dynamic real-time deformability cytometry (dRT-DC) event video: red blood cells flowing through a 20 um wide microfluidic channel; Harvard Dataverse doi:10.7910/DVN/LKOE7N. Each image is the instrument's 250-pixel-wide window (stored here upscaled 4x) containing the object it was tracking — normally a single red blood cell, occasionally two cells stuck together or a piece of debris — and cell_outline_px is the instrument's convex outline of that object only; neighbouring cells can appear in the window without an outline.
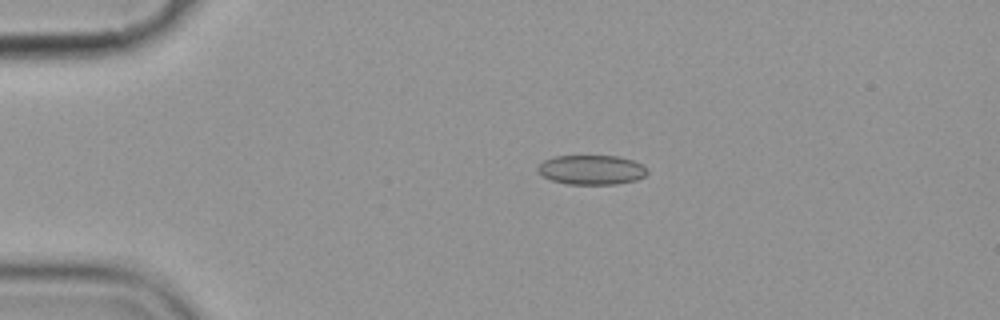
{"species": "common noctule bat (a hibernating species)", "species_latin": "Nyctalus noctula", "temperature_condition": "cold", "stored_images_in_passage": 7, "camera_frame_rate_fps": 3000, "um_per_image_px": 0.085, "animal": {"sex": "female", "body_mass_g": 19.9}, "frame": {"image": 1, "passage_image": 1, "time_ms": 0.0, "image_size_px": [1000, 320], "cell_outline_px": [[648, 172], [644, 176], [636, 180], [616, 184], [564, 184], [552, 180], [536, 172], [536, 168], [544, 160], [556, 156], [616, 156], [632, 160], [644, 164], [648, 168]], "centroid_in_image_um": [50.29, 14.44], "position_along_channel_um": 34.7, "area_um2": 18.96}}
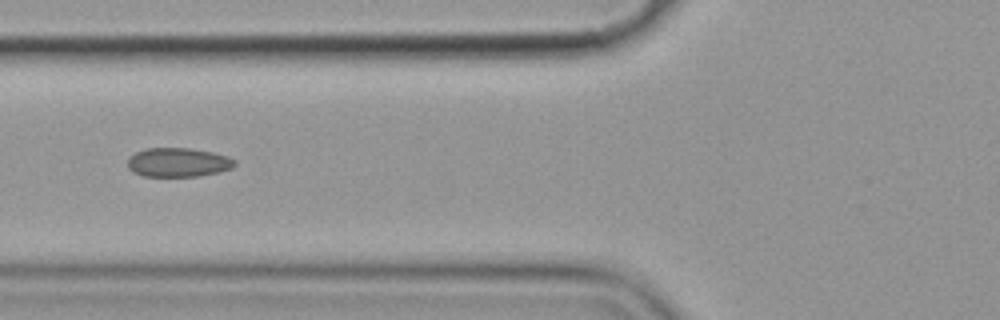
{"frame": {"image": 2, "passage_image": 4, "time_ms": 3.333, "image_size_px": [1000, 320], "cell_outline_px": [[236, 164], [232, 168], [220, 172], [196, 176], [144, 176], [132, 172], [128, 168], [128, 160], [136, 152], [144, 148], [192, 148], [212, 152], [228, 156], [236, 160]], "centroid_in_image_um": [15.16, 13.8], "position_along_channel_um": 110.6, "area_um2": 18.21}}
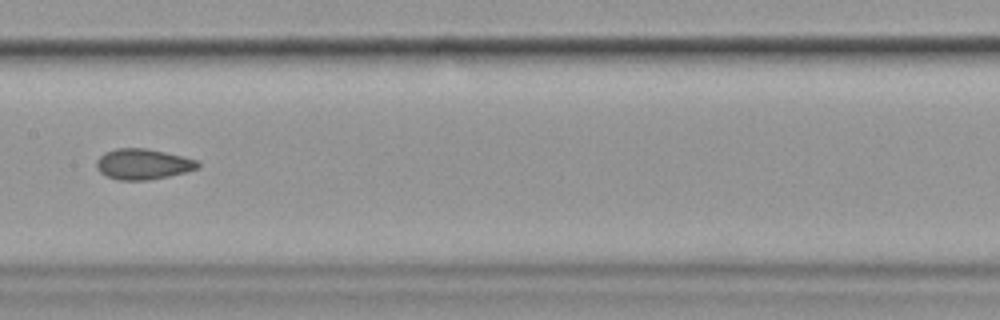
{"frame": {"image": 3, "passage_image": 6, "time_ms": 5.667, "image_size_px": [1000, 320], "cell_outline_px": [[200, 168], [168, 176], [148, 180], [116, 180], [100, 172], [96, 168], [96, 160], [104, 152], [116, 148], [144, 148], [184, 156], [196, 160], [200, 164]], "centroid_in_image_um": [12.13, 13.95], "position_along_channel_um": 195.3, "area_um2": 18.09}}